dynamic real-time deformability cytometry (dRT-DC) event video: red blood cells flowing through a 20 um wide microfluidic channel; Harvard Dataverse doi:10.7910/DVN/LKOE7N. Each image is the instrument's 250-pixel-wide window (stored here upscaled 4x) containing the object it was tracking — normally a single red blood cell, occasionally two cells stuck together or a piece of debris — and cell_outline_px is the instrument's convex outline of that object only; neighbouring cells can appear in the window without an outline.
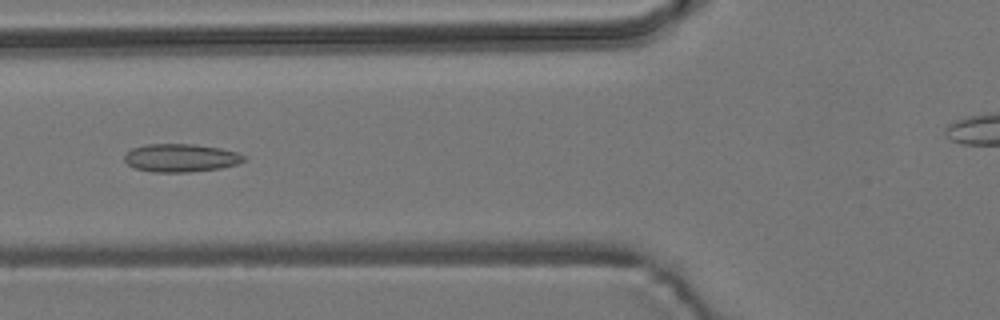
{"species": "common noctule bat (a hibernating species)", "species_latin": "Nyctalus noctula", "temperature_condition": "room temperature", "stored_images_in_passage": 43, "camera_frame_rate_fps": 3000, "um_per_image_px": 0.085, "animal": {"sex": "male", "body_mass_g": 19.2, "forearm_length_mm": 51.8}, "frame": {"image": 1, "passage_image": 8, "time_ms": 2.333, "image_size_px": [1000, 320], "cell_outline_px": [[244, 160], [236, 164], [220, 168], [188, 172], [152, 172], [136, 168], [128, 164], [124, 160], [124, 156], [132, 148], [144, 144], [196, 144], [220, 148], [236, 152], [244, 156]], "centroid_in_image_um": [15.34, 13.41], "position_along_channel_um": 110.5, "area_um2": 19.42}}
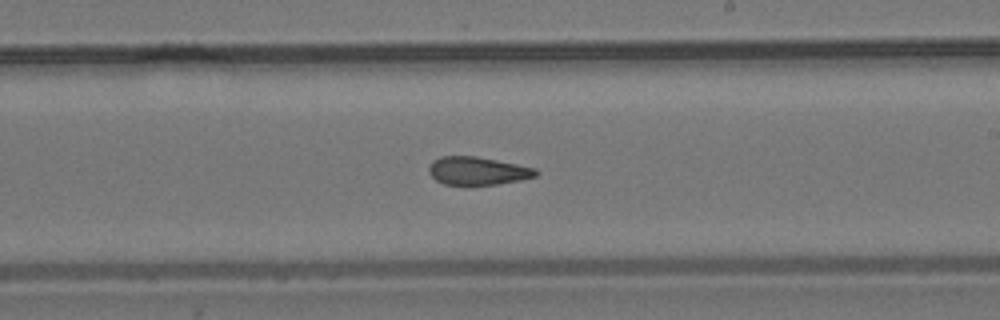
{"frame": {"image": 2, "passage_image": 19, "time_ms": 6.0, "image_size_px": [1000, 320], "cell_outline_px": [[540, 172], [536, 176], [520, 180], [496, 184], [444, 184], [436, 180], [428, 172], [428, 168], [432, 160], [440, 156], [476, 156], [536, 168]], "centroid_in_image_um": [40.58, 14.51], "position_along_channel_um": 248.4, "area_um2": 17.4}}
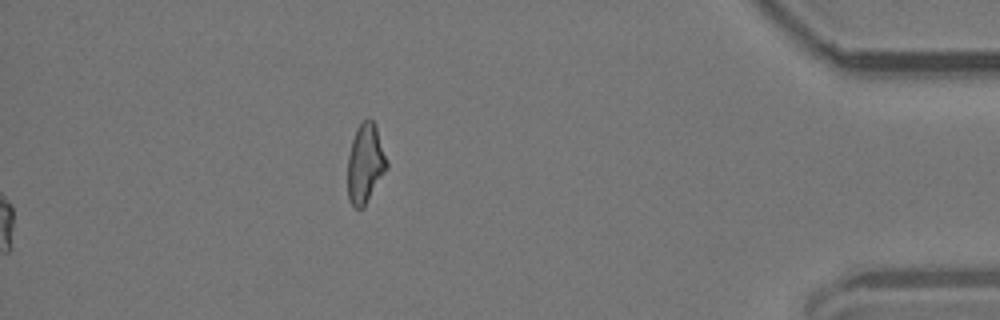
{"frame": {"image": 3, "passage_image": 43, "time_ms": 14.0, "image_size_px": [1000, 320], "cell_outline_px": [[388, 168], [364, 208], [356, 208], [348, 200], [348, 156], [352, 140], [356, 128], [368, 116], [372, 120], [376, 128], [388, 160]], "centroid_in_image_um": [31.06, 13.92], "position_along_channel_um": 404.1, "area_um2": 18.21}, "authors_computed_cell_mechanics": {"area_um2": 18.0914, "velocity_mm_per_s": 3.7575, "shape_relaxation_time_tau1_ms": null, "shape_relaxation_time_tau2_ms": 2.606, "deformation_change_tau1": null, "deformation_change_tau2": 0.0892}}